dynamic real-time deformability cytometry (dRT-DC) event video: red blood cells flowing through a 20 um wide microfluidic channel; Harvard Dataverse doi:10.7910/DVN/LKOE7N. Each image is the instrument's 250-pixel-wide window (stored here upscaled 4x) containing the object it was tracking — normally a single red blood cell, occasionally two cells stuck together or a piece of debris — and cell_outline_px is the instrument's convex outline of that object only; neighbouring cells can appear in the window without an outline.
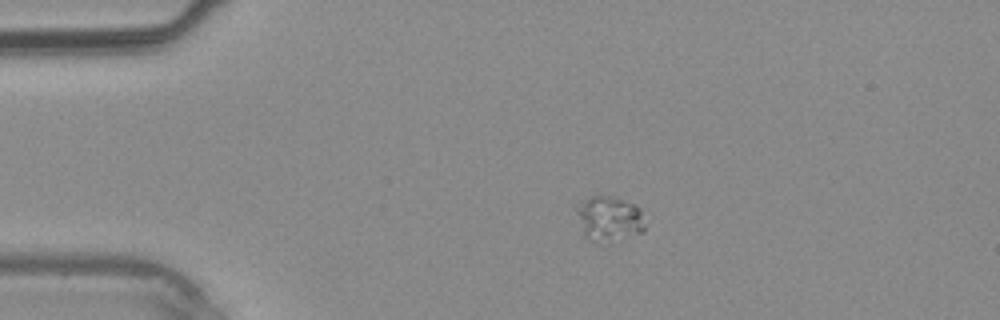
{"species": "common noctule bat (a hibernating species)", "species_latin": "Nyctalus noctula", "temperature_condition": "warm", "stored_images_in_passage": 33, "camera_frame_rate_fps": 3000, "um_per_image_px": 0.085, "animal": {"sex": "male", "body_mass_g": 20.4}, "frame": {"image": 1, "passage_image": 2, "time_ms": 0.333, "image_size_px": [1000, 320], "cell_outline_px": [[644, 232], [600, 244], [588, 240], [584, 236], [572, 204], [592, 196], [612, 196], [636, 204], [640, 208], [644, 224]], "centroid_in_image_um": [51.71, 18.58], "position_along_channel_um": 33.3, "area_um2": 18.5}}
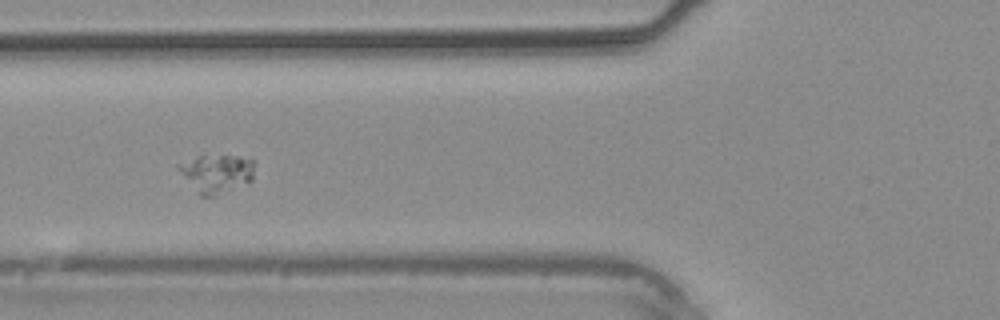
{"frame": {"image": 2, "passage_image": 9, "time_ms": 2.667, "image_size_px": [1000, 320], "cell_outline_px": [[252, 180], [216, 196], [200, 196], [176, 168], [176, 164], [196, 156], [236, 156], [252, 160]], "centroid_in_image_um": [18.34, 14.75], "position_along_channel_um": 107.5, "area_um2": 16.65}}
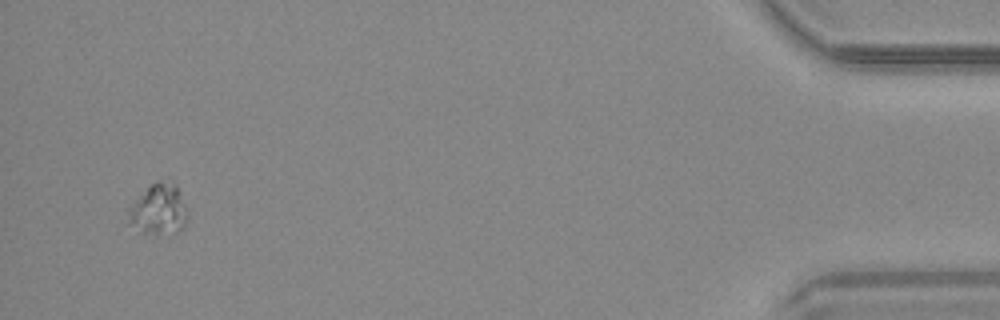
{"frame": {"image": 3, "passage_image": 32, "time_ms": 10.333, "image_size_px": [1000, 320], "cell_outline_px": [[188, 216], [184, 228], [176, 232], [156, 236], [140, 232], [124, 224], [128, 208], [152, 184], [160, 180], [172, 176], [176, 184], [184, 204]], "centroid_in_image_um": [13.45, 17.84], "position_along_channel_um": 421.7, "area_um2": 18.26}}